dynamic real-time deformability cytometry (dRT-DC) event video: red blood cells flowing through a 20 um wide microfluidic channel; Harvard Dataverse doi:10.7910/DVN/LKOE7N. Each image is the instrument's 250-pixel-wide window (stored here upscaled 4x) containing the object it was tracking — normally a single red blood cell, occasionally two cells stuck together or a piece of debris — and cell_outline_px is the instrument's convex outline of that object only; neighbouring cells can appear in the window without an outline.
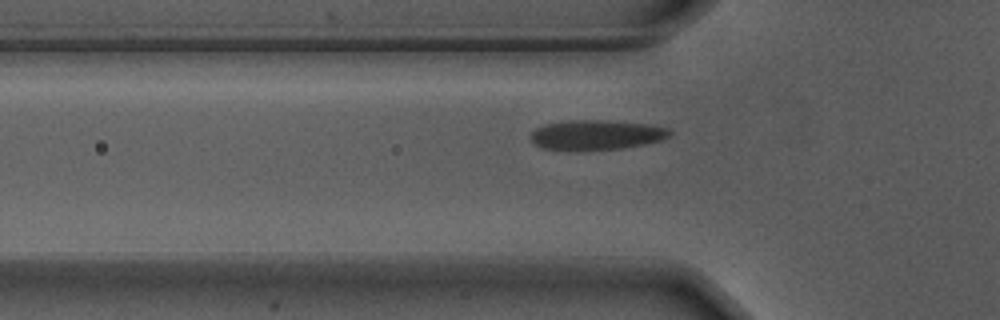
{"species": "Egyptian fruit bat (a non-hibernating species)", "species_latin": "Rousettus aegyptiacus", "temperature_condition": "warm", "stored_images_in_passage": 33, "camera_frame_rate_fps": 3000, "um_per_image_px": 0.085, "animal": {"sex": "male"}, "frame": {"image": 1, "passage_image": 3, "time_ms": 0.667, "image_size_px": [1000, 320], "cell_outline_px": [[672, 132], [668, 136], [660, 140], [620, 148], [540, 148], [532, 140], [532, 132], [536, 128], [544, 124], [572, 120], [608, 120], [644, 124], [668, 128]], "centroid_in_image_um": [50.69, 11.42], "position_along_channel_um": 75.1, "area_um2": 23.06}}
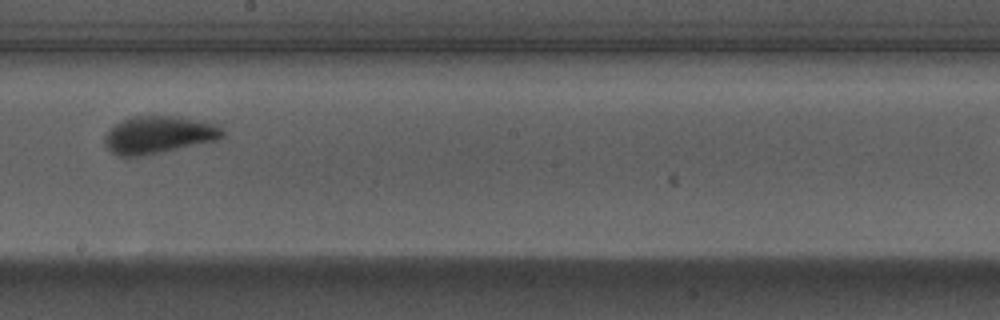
{"frame": {"image": 2, "passage_image": 16, "time_ms": 5.0, "image_size_px": [1000, 320], "cell_outline_px": [[224, 136], [216, 140], [136, 156], [120, 156], [112, 152], [104, 144], [104, 136], [120, 120], [132, 116], [180, 116], [204, 120], [216, 124], [224, 132]], "centroid_in_image_um": [13.48, 11.42], "position_along_channel_um": 234.7, "area_um2": 25.32}}
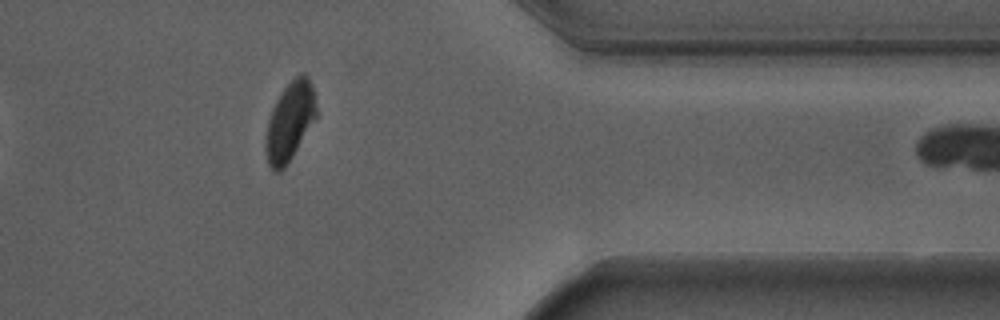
{"frame": {"image": 3, "passage_image": 30, "time_ms": 9.667, "image_size_px": [1000, 320], "cell_outline_px": [[316, 116], [284, 168], [280, 172], [276, 172], [268, 164], [264, 148], [264, 144], [268, 120], [272, 108], [276, 100], [284, 88], [300, 72], [304, 72], [308, 76], [312, 84], [316, 108]], "centroid_in_image_um": [24.6, 10.3], "position_along_channel_um": 386.8, "area_um2": 22.83}, "authors_computed_cell_mechanics": {"area_um2": 24.7384, "velocity_mm_per_s": 3.6787, "shape_relaxation_time_tau1_ms": 2.7128, "shape_relaxation_time_tau2_ms": null, "deformation_change_tau1": 0.1382, "deformation_change_tau2": null}}